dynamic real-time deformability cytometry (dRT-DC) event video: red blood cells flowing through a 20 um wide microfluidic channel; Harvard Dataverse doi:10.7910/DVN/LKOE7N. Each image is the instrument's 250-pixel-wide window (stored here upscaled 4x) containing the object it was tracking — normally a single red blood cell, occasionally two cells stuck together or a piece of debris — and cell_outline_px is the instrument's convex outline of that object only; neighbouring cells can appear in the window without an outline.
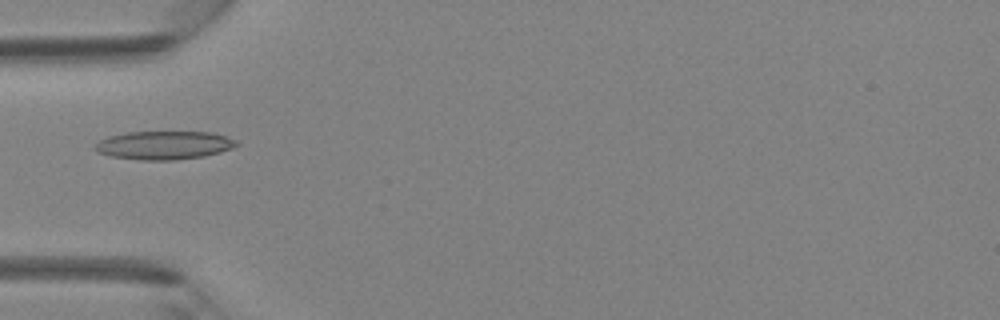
{"species": "Egyptian fruit bat (a non-hibernating species)", "species_latin": "Rousettus aegyptiacus", "temperature_condition": "room temperature", "stored_images_in_passage": 29, "camera_frame_rate_fps": 3000, "um_per_image_px": 0.085, "animal": {"sex": "female"}, "frame": {"image": 1, "passage_image": 1, "time_ms": 0.0, "image_size_px": [1000, 320], "cell_outline_px": [[240, 144], [232, 148], [220, 152], [204, 156], [176, 160], [140, 160], [112, 156], [96, 152], [92, 148], [100, 140], [108, 136], [128, 132], [212, 132], [228, 136], [236, 140]], "centroid_in_image_um": [13.96, 12.34], "position_along_channel_um": 71.0, "area_um2": 23.58}}
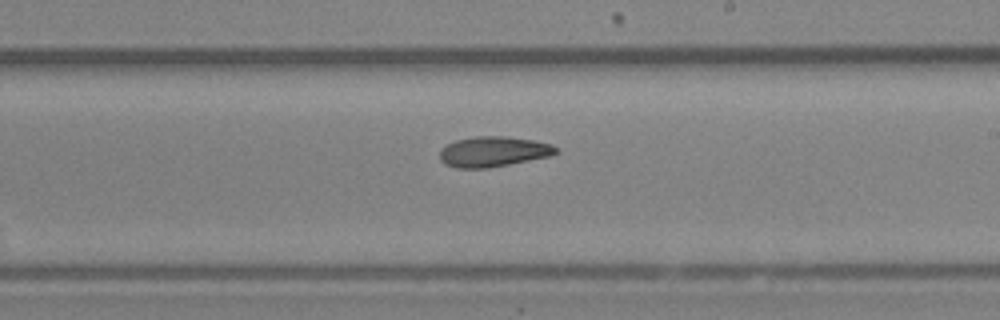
{"frame": {"image": 2, "passage_image": 12, "time_ms": 3.667, "image_size_px": [1000, 320], "cell_outline_px": [[560, 152], [552, 156], [488, 168], [456, 168], [444, 164], [440, 160], [440, 148], [456, 140], [476, 136], [508, 136], [532, 140], [552, 144]], "centroid_in_image_um": [41.94, 12.89], "position_along_channel_um": 247.1, "area_um2": 20.69}}
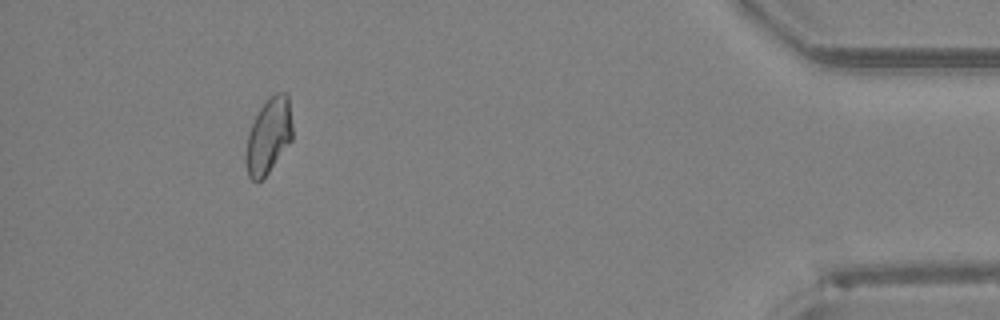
{"frame": {"image": 3, "passage_image": 26, "time_ms": 8.333, "image_size_px": [1000, 320], "cell_outline_px": [[292, 140], [268, 172], [256, 184], [248, 176], [244, 156], [248, 132], [260, 108], [268, 96], [276, 92], [284, 92], [288, 96], [292, 124]], "centroid_in_image_um": [22.81, 11.55], "position_along_channel_um": 412.4, "area_um2": 20.58}}